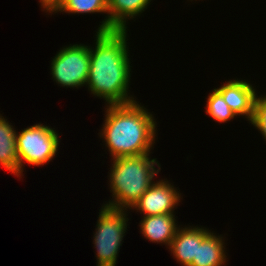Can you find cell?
<instances>
[{
    "instance_id": "obj_1",
    "label": "cell",
    "mask_w": 266,
    "mask_h": 266,
    "mask_svg": "<svg viewBox=\"0 0 266 266\" xmlns=\"http://www.w3.org/2000/svg\"><path fill=\"white\" fill-rule=\"evenodd\" d=\"M128 30L97 32L95 48L89 46L90 68L85 87L106 105H125L137 101L130 95L131 67Z\"/></svg>"
},
{
    "instance_id": "obj_2",
    "label": "cell",
    "mask_w": 266,
    "mask_h": 266,
    "mask_svg": "<svg viewBox=\"0 0 266 266\" xmlns=\"http://www.w3.org/2000/svg\"><path fill=\"white\" fill-rule=\"evenodd\" d=\"M99 137L111 159L150 154L157 139L154 115L138 101L125 105H106Z\"/></svg>"
},
{
    "instance_id": "obj_3",
    "label": "cell",
    "mask_w": 266,
    "mask_h": 266,
    "mask_svg": "<svg viewBox=\"0 0 266 266\" xmlns=\"http://www.w3.org/2000/svg\"><path fill=\"white\" fill-rule=\"evenodd\" d=\"M111 162L108 180L112 199L102 205L128 211L152 185L161 165L150 154L118 157Z\"/></svg>"
},
{
    "instance_id": "obj_4",
    "label": "cell",
    "mask_w": 266,
    "mask_h": 266,
    "mask_svg": "<svg viewBox=\"0 0 266 266\" xmlns=\"http://www.w3.org/2000/svg\"><path fill=\"white\" fill-rule=\"evenodd\" d=\"M127 210L103 206L99 210L93 244L96 248V266H116L128 225Z\"/></svg>"
},
{
    "instance_id": "obj_5",
    "label": "cell",
    "mask_w": 266,
    "mask_h": 266,
    "mask_svg": "<svg viewBox=\"0 0 266 266\" xmlns=\"http://www.w3.org/2000/svg\"><path fill=\"white\" fill-rule=\"evenodd\" d=\"M16 144L22 178L25 163L39 167L53 160L57 155L60 139L54 128L37 123L17 132Z\"/></svg>"
},
{
    "instance_id": "obj_6",
    "label": "cell",
    "mask_w": 266,
    "mask_h": 266,
    "mask_svg": "<svg viewBox=\"0 0 266 266\" xmlns=\"http://www.w3.org/2000/svg\"><path fill=\"white\" fill-rule=\"evenodd\" d=\"M53 81L63 88H79L86 85L90 68L89 46L70 44L64 46L51 60Z\"/></svg>"
},
{
    "instance_id": "obj_7",
    "label": "cell",
    "mask_w": 266,
    "mask_h": 266,
    "mask_svg": "<svg viewBox=\"0 0 266 266\" xmlns=\"http://www.w3.org/2000/svg\"><path fill=\"white\" fill-rule=\"evenodd\" d=\"M178 190L167 178L156 180L130 210H136L143 216L175 214L183 198Z\"/></svg>"
},
{
    "instance_id": "obj_8",
    "label": "cell",
    "mask_w": 266,
    "mask_h": 266,
    "mask_svg": "<svg viewBox=\"0 0 266 266\" xmlns=\"http://www.w3.org/2000/svg\"><path fill=\"white\" fill-rule=\"evenodd\" d=\"M223 96L231 111L237 116H243L250 122L254 116V102L257 95L251 83L242 79H232L216 88Z\"/></svg>"
},
{
    "instance_id": "obj_9",
    "label": "cell",
    "mask_w": 266,
    "mask_h": 266,
    "mask_svg": "<svg viewBox=\"0 0 266 266\" xmlns=\"http://www.w3.org/2000/svg\"><path fill=\"white\" fill-rule=\"evenodd\" d=\"M212 231L202 226H183L176 232L170 243L169 250L176 262L181 266H190L194 259H197L198 245Z\"/></svg>"
},
{
    "instance_id": "obj_10",
    "label": "cell",
    "mask_w": 266,
    "mask_h": 266,
    "mask_svg": "<svg viewBox=\"0 0 266 266\" xmlns=\"http://www.w3.org/2000/svg\"><path fill=\"white\" fill-rule=\"evenodd\" d=\"M174 214L142 216L139 227L142 236L152 243L165 244L169 248L176 235L178 224Z\"/></svg>"
},
{
    "instance_id": "obj_11",
    "label": "cell",
    "mask_w": 266,
    "mask_h": 266,
    "mask_svg": "<svg viewBox=\"0 0 266 266\" xmlns=\"http://www.w3.org/2000/svg\"><path fill=\"white\" fill-rule=\"evenodd\" d=\"M152 0H108V31L127 30L128 20L141 16Z\"/></svg>"
},
{
    "instance_id": "obj_12",
    "label": "cell",
    "mask_w": 266,
    "mask_h": 266,
    "mask_svg": "<svg viewBox=\"0 0 266 266\" xmlns=\"http://www.w3.org/2000/svg\"><path fill=\"white\" fill-rule=\"evenodd\" d=\"M17 131L11 123L0 114V167L20 177V160L16 144Z\"/></svg>"
},
{
    "instance_id": "obj_13",
    "label": "cell",
    "mask_w": 266,
    "mask_h": 266,
    "mask_svg": "<svg viewBox=\"0 0 266 266\" xmlns=\"http://www.w3.org/2000/svg\"><path fill=\"white\" fill-rule=\"evenodd\" d=\"M57 12L68 14H107L97 32H108V0H58V2L47 12L55 14Z\"/></svg>"
},
{
    "instance_id": "obj_14",
    "label": "cell",
    "mask_w": 266,
    "mask_h": 266,
    "mask_svg": "<svg viewBox=\"0 0 266 266\" xmlns=\"http://www.w3.org/2000/svg\"><path fill=\"white\" fill-rule=\"evenodd\" d=\"M212 231L198 245L197 259L190 266H223L226 265L227 252L223 235H217Z\"/></svg>"
},
{
    "instance_id": "obj_15",
    "label": "cell",
    "mask_w": 266,
    "mask_h": 266,
    "mask_svg": "<svg viewBox=\"0 0 266 266\" xmlns=\"http://www.w3.org/2000/svg\"><path fill=\"white\" fill-rule=\"evenodd\" d=\"M205 107L206 114L218 123H227L236 117V115L231 111V108L225 102L222 94L216 88L209 93Z\"/></svg>"
},
{
    "instance_id": "obj_16",
    "label": "cell",
    "mask_w": 266,
    "mask_h": 266,
    "mask_svg": "<svg viewBox=\"0 0 266 266\" xmlns=\"http://www.w3.org/2000/svg\"><path fill=\"white\" fill-rule=\"evenodd\" d=\"M266 141V95H256L254 102V116L250 122Z\"/></svg>"
},
{
    "instance_id": "obj_17",
    "label": "cell",
    "mask_w": 266,
    "mask_h": 266,
    "mask_svg": "<svg viewBox=\"0 0 266 266\" xmlns=\"http://www.w3.org/2000/svg\"><path fill=\"white\" fill-rule=\"evenodd\" d=\"M58 2V0H39V4H41L42 11L46 13Z\"/></svg>"
}]
</instances>
